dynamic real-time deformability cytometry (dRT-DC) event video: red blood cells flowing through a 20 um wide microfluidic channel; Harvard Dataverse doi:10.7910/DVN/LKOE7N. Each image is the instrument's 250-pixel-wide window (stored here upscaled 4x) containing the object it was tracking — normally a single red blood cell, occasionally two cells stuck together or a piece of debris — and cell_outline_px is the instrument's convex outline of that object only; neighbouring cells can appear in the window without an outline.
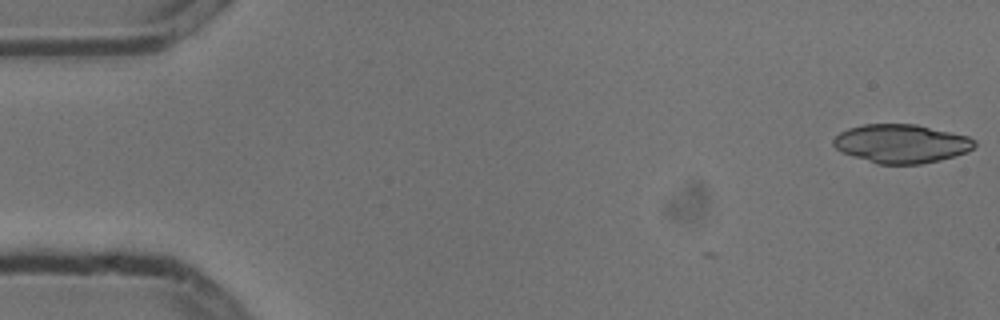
{"species": "common noctule bat (a hibernating species)", "species_latin": "Nyctalus noctula", "temperature_condition": "cold", "stored_images_in_passage": 5, "camera_frame_rate_fps": 3000, "um_per_image_px": 0.085, "animal": {"sex": "male", "body_mass_g": 13.3}, "frame": {"image": 1, "passage_image": 1, "time_ms": 0.0, "image_size_px": [1000, 320], "cell_outline_px": [[976, 144], [968, 152], [940, 160], [920, 164], [876, 164], [844, 152], [836, 148], [832, 144], [832, 140], [840, 132], [848, 128], [864, 124], [916, 124], [968, 136], [976, 140]], "centroid_in_image_um": [76.63, 12.2], "position_along_channel_um": 8.4, "area_um2": 31.73}}